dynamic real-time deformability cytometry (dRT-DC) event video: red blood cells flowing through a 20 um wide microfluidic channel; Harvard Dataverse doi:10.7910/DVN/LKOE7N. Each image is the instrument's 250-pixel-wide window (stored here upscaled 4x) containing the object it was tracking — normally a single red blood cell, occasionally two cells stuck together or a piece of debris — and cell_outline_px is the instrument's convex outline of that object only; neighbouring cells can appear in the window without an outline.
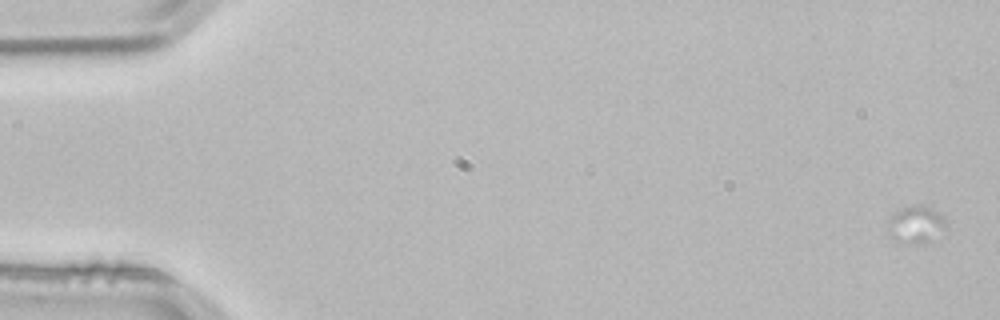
{"species": "common noctule bat (a hibernating species)", "species_latin": "Nyctalus noctula", "temperature_condition": "room temperature", "stored_images_in_passage": 3, "segment_of_instrument_passage": [1, 2], "camera_frame_rate_fps": 3000, "um_per_image_px": 0.085, "animal": {"sex": "male", "body_mass_g": 21.5, "forearm_length_mm": 52.0}, "frame": {"image": 1, "passage_image": 1, "time_ms": 0.0, "image_size_px": [1000, 320], "cell_outline_px": [[948, 228], [924, 244], [904, 244], [896, 240], [888, 232], [884, 224], [896, 212], [904, 208], [920, 204], [932, 208], [940, 212], [948, 224]], "centroid_in_image_um": [77.87, 19.1], "position_along_channel_um": 7.1, "area_um2": 12.95}}